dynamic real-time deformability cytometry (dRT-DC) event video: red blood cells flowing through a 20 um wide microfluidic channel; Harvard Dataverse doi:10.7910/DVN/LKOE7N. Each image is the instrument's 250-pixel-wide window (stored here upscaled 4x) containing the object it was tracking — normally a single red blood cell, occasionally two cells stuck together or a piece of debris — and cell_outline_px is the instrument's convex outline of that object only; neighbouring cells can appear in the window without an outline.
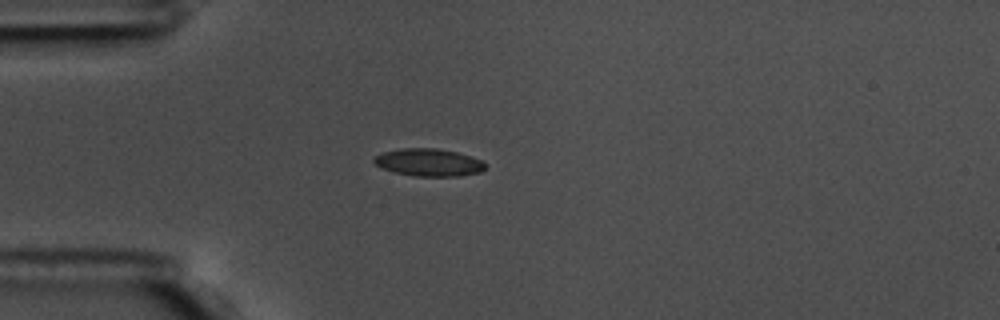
{"species": "common noctule bat (a hibernating species)", "species_latin": "Nyctalus noctula", "temperature_condition": "warm", "stored_images_in_passage": 57, "camera_frame_rate_fps": 3000, "um_per_image_px": 0.085, "animal": {"sex": "male", "body_mass_g": 17.5, "forearm_length_mm": 52.3}, "frame": {"image": 1, "passage_image": 16, "time_ms": 5.0, "image_size_px": [1000, 320], "cell_outline_px": [[484, 168], [480, 172], [460, 176], [416, 176], [396, 172], [384, 168], [376, 164], [372, 160], [376, 156], [384, 152], [400, 148], [436, 148], [456, 152], [472, 156], [480, 160], [484, 164]], "centroid_in_image_um": [36.45, 13.8], "position_along_channel_um": 48.5, "area_um2": 17.57}, "authors_computed_cell_mechanics": {"area_um2": 17.2822, "velocity_mm_per_s": 3.5992, "shape_relaxation_time_tau1_ms": 7.324, "shape_relaxation_time_tau2_ms": 1.7946, "deformation_change_tau1": 0.1165, "deformation_change_tau2": 0.0582}}